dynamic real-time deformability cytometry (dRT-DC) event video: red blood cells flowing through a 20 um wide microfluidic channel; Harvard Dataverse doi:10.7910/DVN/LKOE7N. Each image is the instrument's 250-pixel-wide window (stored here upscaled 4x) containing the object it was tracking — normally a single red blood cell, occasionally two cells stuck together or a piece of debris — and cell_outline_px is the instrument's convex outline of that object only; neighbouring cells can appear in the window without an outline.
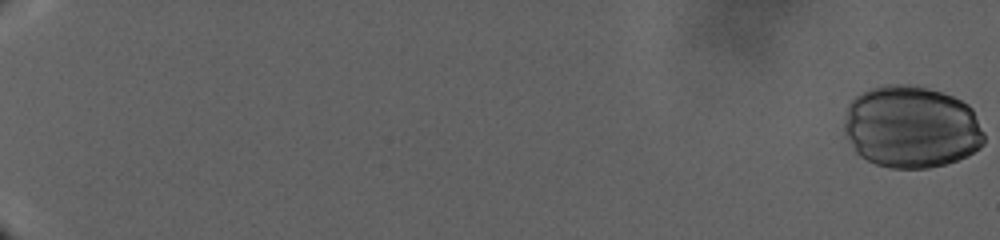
{"species": "human", "species_latin": "Homo sapiens", "temperature_condition": "warm", "stored_images_in_passage": 88, "camera_frame_rate_fps": 3000, "um_per_image_px": 0.085, "donor": {"sex": "male"}, "frame": {"image": 1, "passage_image": 1, "time_ms": 0.0, "image_size_px": [1000, 240], "cell_outline_px": [[984, 144], [980, 148], [968, 156], [944, 164], [928, 168], [888, 168], [876, 164], [860, 156], [856, 152], [844, 132], [844, 120], [848, 104], [856, 96], [872, 88], [884, 84], [908, 84], [928, 88], [952, 96], [968, 104], [972, 108], [984, 132]], "centroid_in_image_um": [77.47, 10.79], "position_along_channel_um": 7.5, "area_um2": 67.45}}
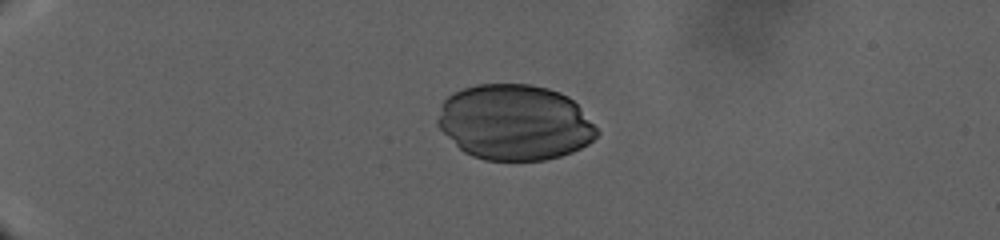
{"frame": {"image": 2, "passage_image": 26, "time_ms": 14.333, "image_size_px": [1000, 240], "cell_outline_px": [[600, 132], [588, 144], [572, 152], [560, 156], [544, 160], [484, 160], [472, 156], [464, 152], [436, 124], [436, 120], [440, 108], [444, 100], [452, 92], [476, 84], [532, 84], [548, 88], [560, 92], [568, 96], [580, 108]], "centroid_in_image_um": [43.73, 10.39], "position_along_channel_um": 41.3, "area_um2": 70.11}}